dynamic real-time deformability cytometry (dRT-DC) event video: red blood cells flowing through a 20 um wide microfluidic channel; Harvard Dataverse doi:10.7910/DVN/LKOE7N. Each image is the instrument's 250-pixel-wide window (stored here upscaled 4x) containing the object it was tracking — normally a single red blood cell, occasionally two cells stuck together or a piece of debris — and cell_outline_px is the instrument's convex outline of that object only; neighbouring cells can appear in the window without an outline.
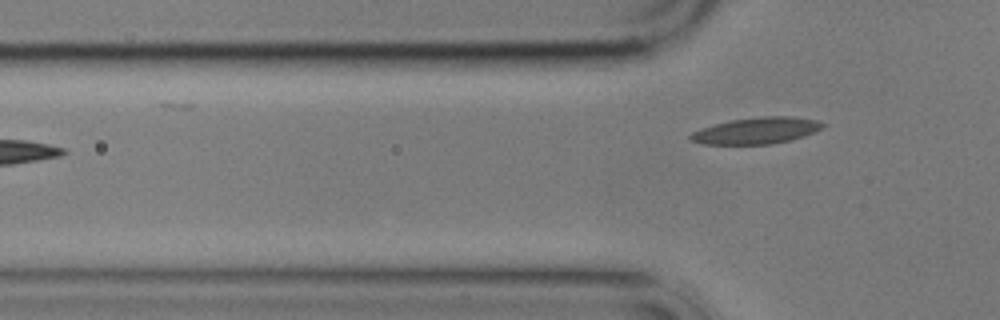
{"species": "common noctule bat (a hibernating species)", "species_latin": "Nyctalus noctula", "temperature_condition": "cold", "stored_images_in_passage": 6, "camera_frame_rate_fps": 3000, "um_per_image_px": 0.085, "animal": {"sex": "male", "body_mass_g": 17.9}, "frame": {"image": 1, "passage_image": 6, "time_ms": 5.667, "image_size_px": [1000, 320], "cell_outline_px": [[828, 124], [804, 136], [772, 144], [704, 144], [692, 140], [688, 136], [692, 132], [700, 128], [732, 120], [764, 116], [792, 116], [816, 120]], "centroid_in_image_um": [64.3, 11.1], "position_along_channel_um": 61.5, "area_um2": 20.11}}